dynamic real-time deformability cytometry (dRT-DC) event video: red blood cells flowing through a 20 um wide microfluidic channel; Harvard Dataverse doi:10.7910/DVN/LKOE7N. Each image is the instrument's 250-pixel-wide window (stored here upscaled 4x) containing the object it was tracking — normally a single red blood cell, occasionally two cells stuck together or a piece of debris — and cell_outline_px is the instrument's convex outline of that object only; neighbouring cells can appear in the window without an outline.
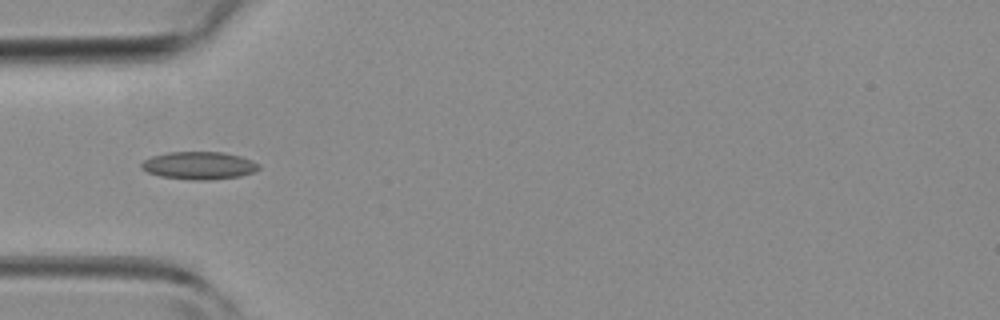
{"species": "common noctule bat (a hibernating species)", "species_latin": "Nyctalus noctula", "temperature_condition": "room temperature", "stored_images_in_passage": 3, "camera_frame_rate_fps": 3000, "um_per_image_px": 0.085, "animal": {"sex": "female", "body_mass_g": 19.3, "forearm_length_mm": 54.1}, "frame": {"image": 1, "passage_image": 3, "time_ms": 2.333, "image_size_px": [1000, 320], "cell_outline_px": [[260, 168], [252, 172], [240, 176], [212, 180], [192, 180], [160, 176], [148, 172], [140, 168], [140, 164], [144, 160], [152, 156], [168, 152], [220, 152], [240, 156], [252, 160], [260, 164]], "centroid_in_image_um": [16.91, 14.07], "position_along_channel_um": 68.1, "area_um2": 18.96}}